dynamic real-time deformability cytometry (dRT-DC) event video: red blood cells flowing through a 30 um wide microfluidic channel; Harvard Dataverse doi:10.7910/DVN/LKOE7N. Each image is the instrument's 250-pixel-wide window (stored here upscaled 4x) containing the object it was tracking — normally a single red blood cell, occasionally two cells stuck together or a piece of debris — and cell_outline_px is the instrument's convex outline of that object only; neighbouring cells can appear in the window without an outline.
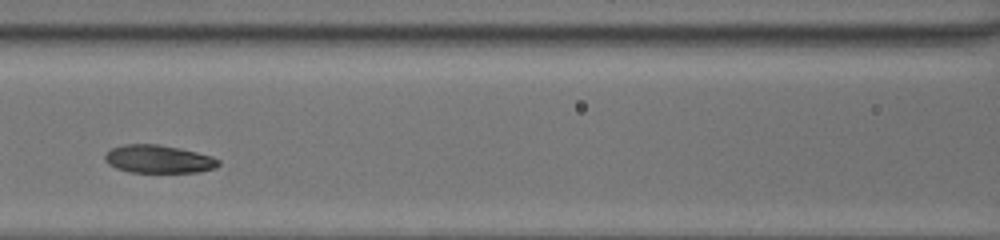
{"species": "common noctule bat (a hibernating species)", "species_latin": "Nyctalus noctula", "temperature_condition": "room temperature", "stored_images_in_passage": 33, "camera_frame_rate_fps": 3000, "um_per_image_px": 0.085, "animal": {"sex": "female", "body_mass_g": 20.0, "forearm_length_mm": 54.0}, "frame": {"image": 1, "passage_image": 10, "time_ms": 3.0, "image_size_px": [1000, 240], "cell_outline_px": [[220, 164], [216, 168], [196, 172], [128, 172], [116, 168], [108, 164], [104, 160], [104, 156], [112, 148], [124, 144], [160, 144], [180, 148], [212, 156], [220, 160]], "centroid_in_image_um": [13.48, 13.52], "position_along_channel_um": 153.1, "area_um2": 18.61}}
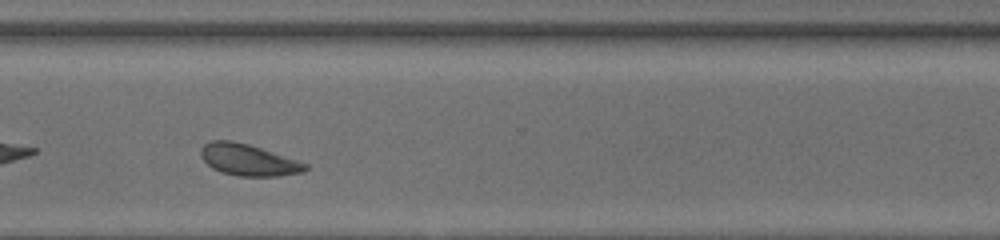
{"frame": {"image": 2, "passage_image": 24, "time_ms": 7.667, "image_size_px": [1000, 240], "cell_outline_px": [[308, 168], [304, 172], [280, 176], [240, 176], [220, 172], [212, 168], [200, 156], [200, 148], [204, 144], [212, 140], [232, 140], [248, 144], [308, 164]], "centroid_in_image_um": [21.08, 13.59], "position_along_channel_um": 349.5, "area_um2": 19.13}, "authors_computed_cell_mechanics": {"area_um2": 19.0162, "velocity_mm_per_s": 4.2087, "shape_relaxation_time_tau1_ms": 4.7313, "shape_relaxation_time_tau2_ms": 1.5972, "deformation_change_tau1": 0.1554, "deformation_change_tau2": 0.0809}}